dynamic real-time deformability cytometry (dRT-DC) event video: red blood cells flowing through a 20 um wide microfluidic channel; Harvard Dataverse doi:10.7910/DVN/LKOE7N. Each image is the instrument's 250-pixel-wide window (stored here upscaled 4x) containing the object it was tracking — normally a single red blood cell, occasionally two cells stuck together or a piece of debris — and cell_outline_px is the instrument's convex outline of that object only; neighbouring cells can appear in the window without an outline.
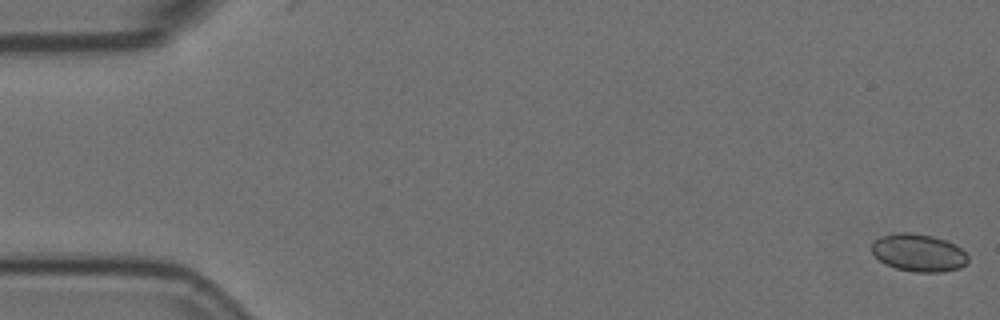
{"species": "Egyptian fruit bat (a non-hibernating species)", "species_latin": "Rousettus aegyptiacus", "temperature_condition": "room temperature", "stored_images_in_passage": 6, "camera_frame_rate_fps": 3000, "um_per_image_px": 0.085, "animal": {"sex": "female"}, "frame": {"image": 1, "passage_image": 1, "time_ms": 0.0, "image_size_px": [1000, 320], "cell_outline_px": [[968, 260], [960, 268], [944, 272], [916, 272], [896, 268], [884, 264], [872, 252], [872, 240], [880, 236], [896, 232], [912, 232], [932, 236], [956, 244], [968, 256]], "centroid_in_image_um": [78.05, 21.47], "position_along_channel_um": 6.9, "area_um2": 21.21}}
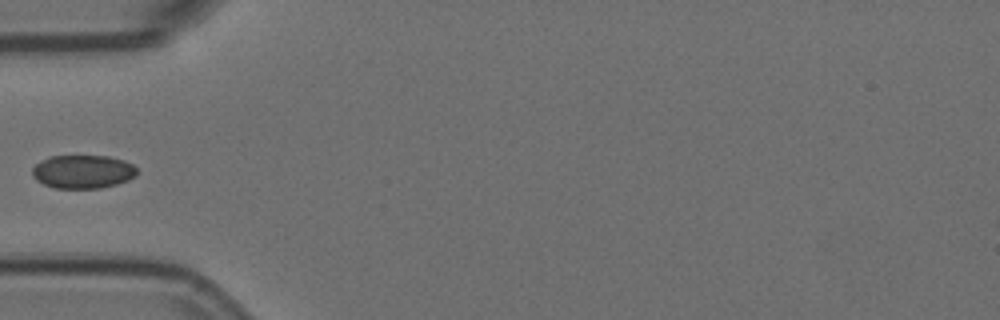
{"frame": {"image": 2, "passage_image": 5, "time_ms": 1.333, "image_size_px": [1000, 320], "cell_outline_px": [[136, 176], [128, 180], [116, 184], [100, 188], [56, 188], [44, 184], [36, 180], [32, 176], [32, 168], [36, 164], [48, 156], [108, 156], [124, 160], [132, 164], [136, 168]], "centroid_in_image_um": [7.03, 14.59], "position_along_channel_um": 78.0, "area_um2": 20.4}}
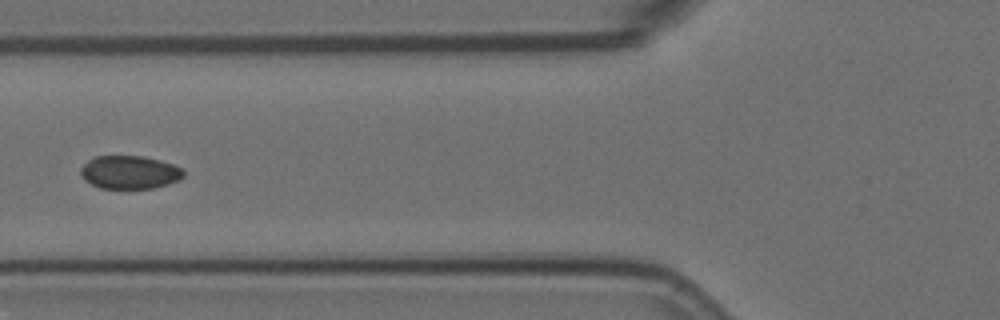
{"frame": {"image": 3, "passage_image": 6, "time_ms": 1.667, "image_size_px": [1000, 320], "cell_outline_px": [[184, 176], [180, 180], [168, 184], [152, 188], [100, 188], [84, 180], [80, 172], [80, 168], [88, 160], [96, 156], [140, 156], [160, 160], [184, 168]], "centroid_in_image_um": [11.03, 14.64], "position_along_channel_um": 114.8, "area_um2": 19.94}}